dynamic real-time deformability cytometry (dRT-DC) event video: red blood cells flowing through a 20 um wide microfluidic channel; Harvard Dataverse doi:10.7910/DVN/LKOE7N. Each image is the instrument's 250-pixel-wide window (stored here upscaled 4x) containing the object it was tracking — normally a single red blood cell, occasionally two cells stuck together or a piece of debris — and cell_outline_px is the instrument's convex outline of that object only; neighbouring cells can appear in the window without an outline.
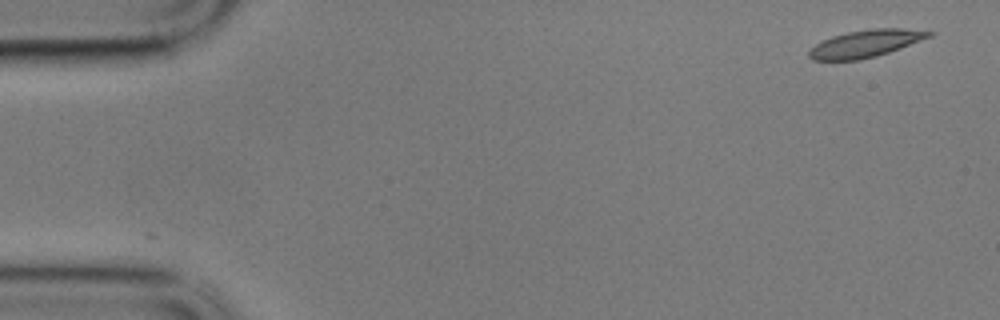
{"species": "common noctule bat (a hibernating species)", "species_latin": "Nyctalus noctula", "temperature_condition": "cold", "stored_images_in_passage": 57, "camera_frame_rate_fps": 3000, "um_per_image_px": 0.085, "animal": {"sex": "male", "body_mass_g": 17.9}, "frame": {"image": 1, "passage_image": 1, "time_ms": 0.0, "image_size_px": [1000, 320], "cell_outline_px": [[936, 32], [932, 36], [888, 52], [876, 56], [860, 60], [812, 60], [808, 56], [808, 52], [816, 44], [832, 36], [848, 32], [872, 28], [904, 28]], "centroid_in_image_um": [73.58, 3.7], "position_along_channel_um": 11.4, "area_um2": 18.9}}
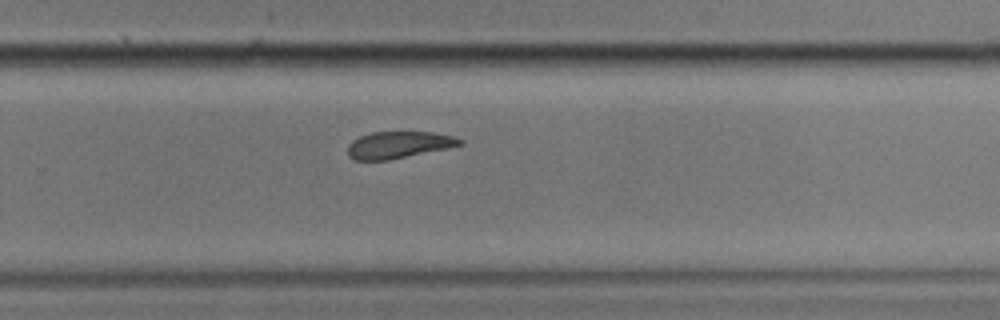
{"frame": {"image": 2, "passage_image": 37, "time_ms": 12.0, "image_size_px": [1000, 320], "cell_outline_px": [[464, 144], [448, 148], [388, 160], [352, 160], [348, 156], [348, 144], [352, 140], [360, 136], [372, 132], [432, 132], [452, 136], [464, 140]], "centroid_in_image_um": [33.87, 12.31], "position_along_channel_um": 295.9, "area_um2": 17.57}}
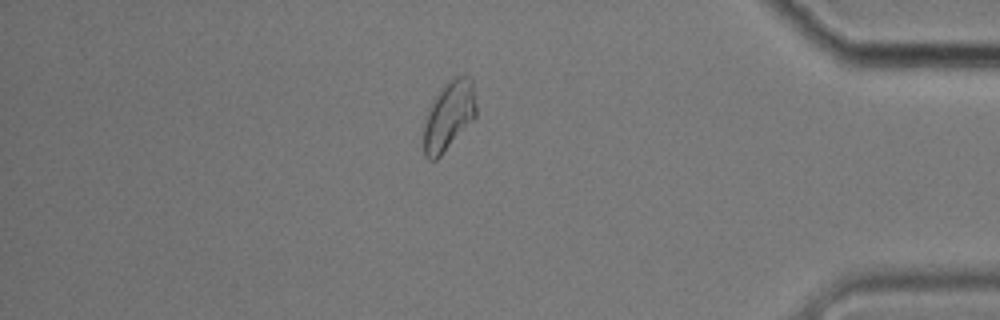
{"frame": {"image": 3, "passage_image": 49, "time_ms": 16.0, "image_size_px": [1000, 320], "cell_outline_px": [[476, 116], [440, 156], [436, 160], [428, 160], [424, 156], [420, 128], [428, 108], [440, 88], [448, 80], [456, 76], [468, 76], [472, 80], [476, 104]], "centroid_in_image_um": [38.07, 9.86], "position_along_channel_um": 397.1, "area_um2": 21.68}, "authors_computed_cell_mechanics": {"area_um2": 19.3052, "velocity_mm_per_s": 3.3577, "shape_relaxation_time_tau1_ms": 5.1851, "shape_relaxation_time_tau2_ms": 5.7702, "deformation_change_tau1": 0.1389, "deformation_change_tau2": 0.06}}